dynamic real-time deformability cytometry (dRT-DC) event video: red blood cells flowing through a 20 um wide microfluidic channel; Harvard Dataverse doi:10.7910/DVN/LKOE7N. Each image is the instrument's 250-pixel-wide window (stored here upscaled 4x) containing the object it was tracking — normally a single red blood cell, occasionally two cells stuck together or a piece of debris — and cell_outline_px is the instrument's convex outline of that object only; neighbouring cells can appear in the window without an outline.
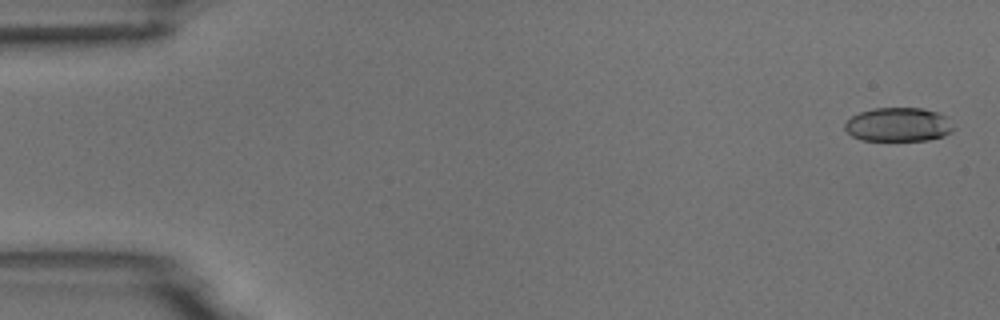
{"species": "common noctule bat (a hibernating species)", "species_latin": "Nyctalus noctula", "temperature_condition": "room temperature", "stored_images_in_passage": 5, "camera_frame_rate_fps": 3000, "um_per_image_px": 0.085, "animal": {"sex": "male", "body_mass_g": 18.8}, "frame": {"image": 1, "passage_image": 1, "time_ms": 0.0, "image_size_px": [1000, 320], "cell_outline_px": [[956, 128], [952, 132], [944, 136], [928, 140], [860, 140], [852, 136], [844, 128], [844, 124], [852, 116], [860, 112], [872, 108], [924, 108], [948, 116]], "centroid_in_image_um": [76.41, 10.59], "position_along_channel_um": 8.6, "area_um2": 21.73}}
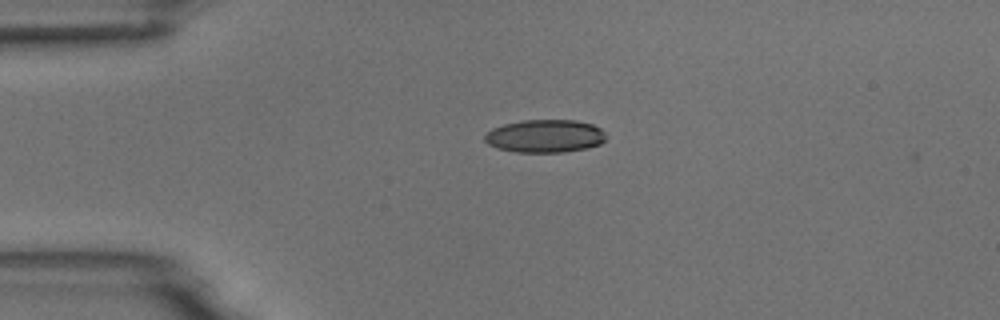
{"frame": {"image": 2, "passage_image": 4, "time_ms": 3.667, "image_size_px": [1000, 320], "cell_outline_px": [[608, 136], [600, 144], [584, 148], [564, 152], [516, 152], [496, 148], [488, 144], [484, 140], [484, 136], [492, 128], [504, 124], [524, 120], [576, 120], [592, 124], [600, 128]], "centroid_in_image_um": [46.32, 11.56], "position_along_channel_um": 38.7, "area_um2": 23.29}}